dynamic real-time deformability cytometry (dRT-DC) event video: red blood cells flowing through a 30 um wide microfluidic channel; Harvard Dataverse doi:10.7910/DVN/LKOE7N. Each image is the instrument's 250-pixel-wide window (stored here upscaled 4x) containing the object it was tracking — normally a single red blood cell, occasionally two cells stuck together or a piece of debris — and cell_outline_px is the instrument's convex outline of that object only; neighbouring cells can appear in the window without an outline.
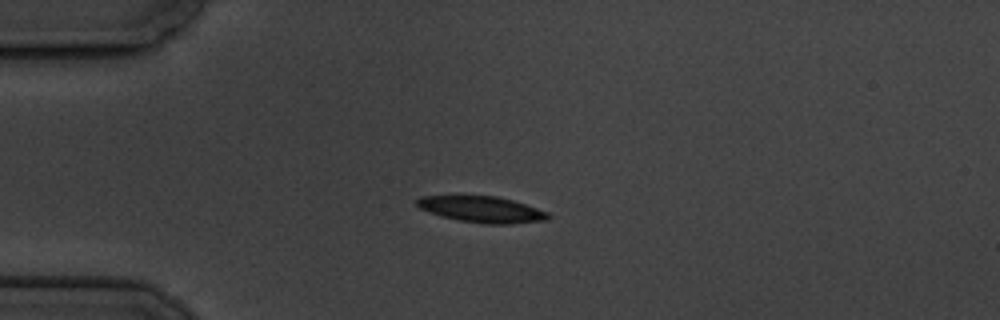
{"species": "common noctule bat (a hibernating species)", "species_latin": "Nyctalus noctula", "temperature_condition": "cold", "stored_images_in_passage": 6, "camera_frame_rate_fps": 3000, "um_per_image_px": 0.085, "animal": {"sex": "male", "body_mass_g": 19.5, "forearm_length_mm": 54.6}, "frame": {"image": 1, "passage_image": 4, "time_ms": 3.667, "image_size_px": [1000, 320], "cell_outline_px": [[552, 216], [548, 220], [512, 224], [484, 224], [460, 220], [440, 216], [420, 208], [416, 204], [416, 200], [420, 196], [496, 196], [512, 200], [548, 212]], "centroid_in_image_um": [40.98, 17.81], "position_along_channel_um": 44.0, "area_um2": 19.94}}
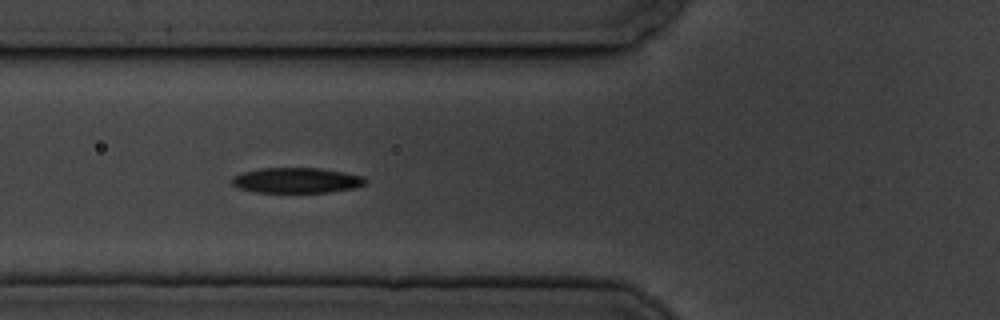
{"frame": {"image": 2, "passage_image": 6, "time_ms": 6.0, "image_size_px": [1000, 320], "cell_outline_px": [[368, 180], [364, 184], [352, 188], [328, 192], [256, 192], [236, 188], [232, 184], [232, 176], [240, 172], [260, 168], [320, 168], [344, 172], [364, 176]], "centroid_in_image_um": [25.16, 15.32], "position_along_channel_um": 100.6, "area_um2": 19.83}}